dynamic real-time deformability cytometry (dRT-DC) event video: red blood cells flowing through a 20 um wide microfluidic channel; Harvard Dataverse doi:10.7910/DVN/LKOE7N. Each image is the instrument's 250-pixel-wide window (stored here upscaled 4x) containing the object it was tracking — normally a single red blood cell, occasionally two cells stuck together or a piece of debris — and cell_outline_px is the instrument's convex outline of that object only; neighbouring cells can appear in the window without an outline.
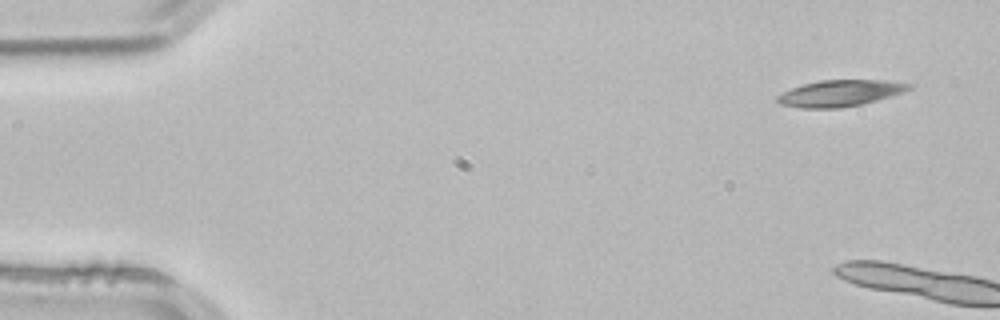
{"species": "common noctule bat (a hibernating species)", "species_latin": "Nyctalus noctula", "temperature_condition": "room temperature", "stored_images_in_passage": 4, "camera_frame_rate_fps": 3000, "um_per_image_px": 0.085, "animal": {"sex": "male", "body_mass_g": 21.5, "forearm_length_mm": 52.0}, "frame": {"image": 1, "passage_image": 1, "time_ms": 0.0, "image_size_px": [1000, 320], "cell_outline_px": [[916, 84], [912, 88], [904, 92], [876, 100], [860, 104], [840, 108], [800, 108], [780, 104], [776, 100], [776, 96], [792, 88], [804, 84], [820, 80], [884, 80]], "centroid_in_image_um": [71.43, 7.92], "position_along_channel_um": 13.6, "area_um2": 20.17}}